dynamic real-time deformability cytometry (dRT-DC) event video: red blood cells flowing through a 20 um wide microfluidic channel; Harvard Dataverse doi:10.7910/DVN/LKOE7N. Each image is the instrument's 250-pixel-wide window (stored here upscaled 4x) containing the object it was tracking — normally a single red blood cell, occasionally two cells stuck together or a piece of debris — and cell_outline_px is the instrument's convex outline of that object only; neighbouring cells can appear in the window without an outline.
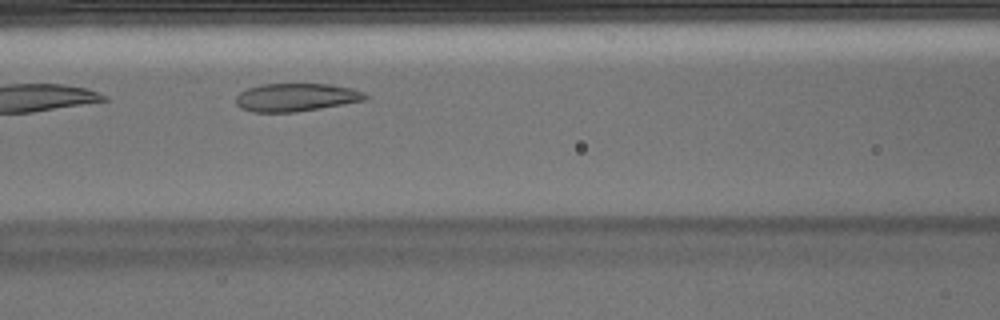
{"species": "Egyptian fruit bat (a non-hibernating species)", "species_latin": "Rousettus aegyptiacus", "temperature_condition": "warm", "stored_images_in_passage": 5, "camera_frame_rate_fps": 3000, "um_per_image_px": 0.085, "animal": {"sex": "male"}, "frame": {"image": 1, "passage_image": 4, "time_ms": 1.0, "image_size_px": [1000, 320], "cell_outline_px": [[368, 96], [364, 100], [320, 108], [296, 112], [252, 112], [240, 108], [236, 104], [236, 96], [240, 92], [248, 88], [260, 84], [332, 84], [352, 88], [364, 92]], "centroid_in_image_um": [25.14, 8.27], "position_along_channel_um": 141.5, "area_um2": 21.15}}
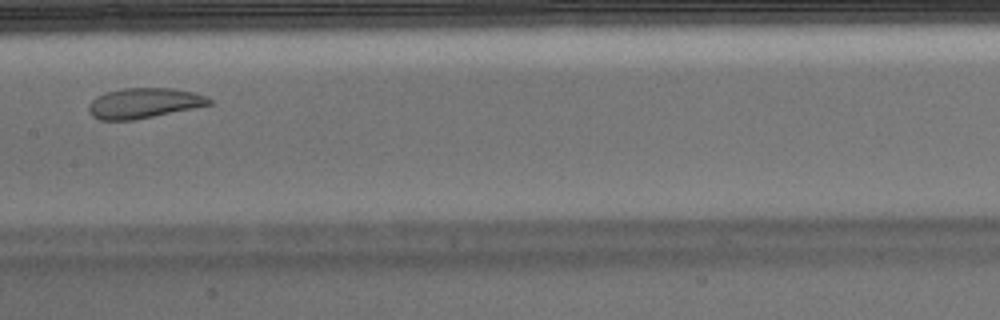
{"frame": {"image": 2, "passage_image": 5, "time_ms": 1.333, "image_size_px": [1000, 320], "cell_outline_px": [[212, 104], [136, 120], [100, 120], [92, 116], [88, 112], [88, 104], [96, 96], [108, 92], [124, 88], [168, 88], [192, 92], [208, 96], [212, 100]], "centroid_in_image_um": [12.21, 8.77], "position_along_channel_um": 195.2, "area_um2": 21.21}}